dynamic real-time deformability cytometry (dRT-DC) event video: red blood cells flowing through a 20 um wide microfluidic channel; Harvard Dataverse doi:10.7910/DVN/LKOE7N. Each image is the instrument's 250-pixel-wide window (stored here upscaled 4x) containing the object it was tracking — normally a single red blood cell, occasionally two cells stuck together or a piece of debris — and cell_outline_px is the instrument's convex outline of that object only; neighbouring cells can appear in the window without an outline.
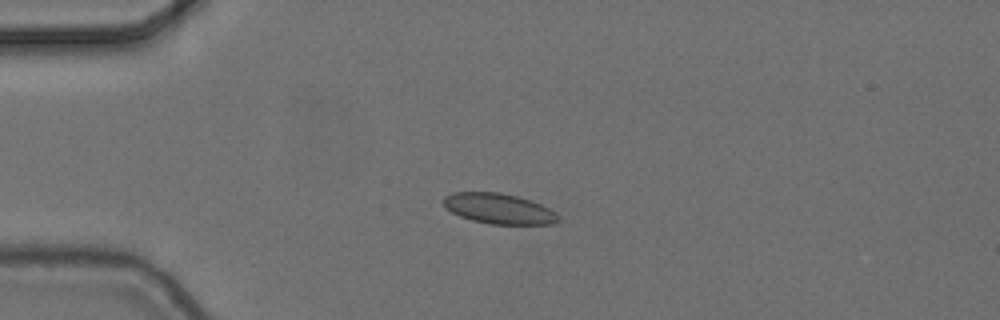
{"species": "common noctule bat (a hibernating species)", "species_latin": "Nyctalus noctula", "temperature_condition": "cold", "stored_images_in_passage": 8, "camera_frame_rate_fps": 3000, "um_per_image_px": 0.085, "animal": {"sex": "female", "body_mass_g": 24.6, "forearm_length_mm": 56.2}, "frame": {"image": 1, "passage_image": 5, "time_ms": 1.333, "image_size_px": [1000, 320], "cell_outline_px": [[560, 220], [556, 224], [488, 224], [472, 220], [460, 216], [452, 212], [444, 204], [444, 196], [452, 192], [496, 192], [516, 196], [540, 204], [556, 212], [560, 216]], "centroid_in_image_um": [42.43, 17.74], "position_along_channel_um": 42.6, "area_um2": 20.23}}
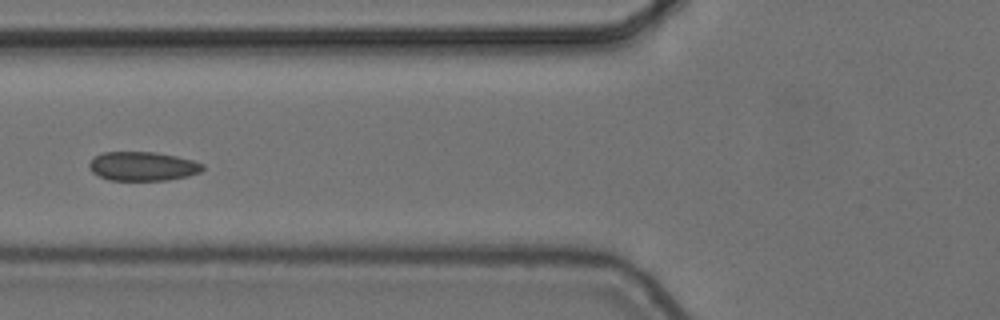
{"frame": {"image": 2, "passage_image": 7, "time_ms": 2.0, "image_size_px": [1000, 320], "cell_outline_px": [[204, 168], [200, 172], [188, 176], [168, 180], [108, 180], [92, 172], [88, 168], [88, 164], [96, 156], [104, 152], [156, 152], [176, 156], [192, 160], [204, 164]], "centroid_in_image_um": [12.14, 14.13], "position_along_channel_um": 113.7, "area_um2": 19.19}}
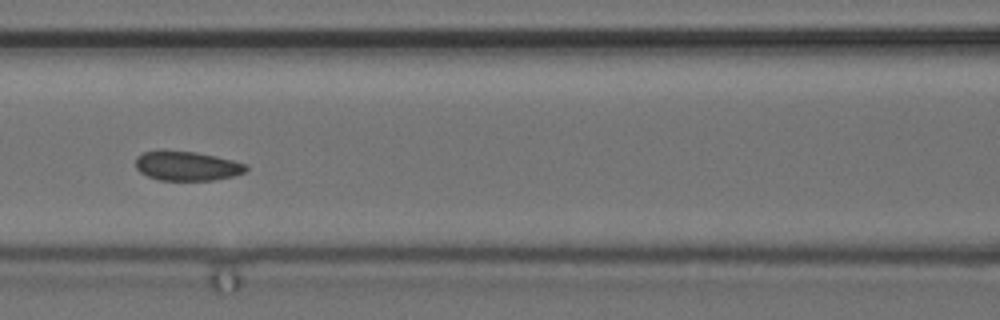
{"frame": {"image": 3, "passage_image": 8, "time_ms": 2.333, "image_size_px": [1000, 320], "cell_outline_px": [[248, 168], [244, 172], [232, 176], [212, 180], [160, 180], [148, 176], [140, 172], [136, 168], [136, 156], [144, 152], [196, 152], [232, 160], [248, 164]], "centroid_in_image_um": [15.91, 14.12], "position_along_channel_um": 150.7, "area_um2": 18.44}}